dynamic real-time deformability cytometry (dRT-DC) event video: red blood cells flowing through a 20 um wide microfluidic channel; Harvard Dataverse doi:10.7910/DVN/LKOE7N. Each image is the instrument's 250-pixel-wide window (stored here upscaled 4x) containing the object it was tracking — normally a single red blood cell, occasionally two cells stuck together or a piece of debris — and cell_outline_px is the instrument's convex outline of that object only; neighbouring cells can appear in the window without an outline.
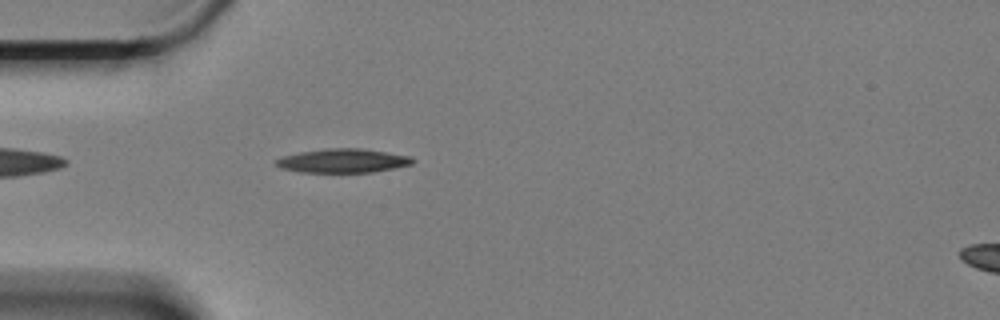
{"species": "Egyptian fruit bat (a non-hibernating species)", "species_latin": "Rousettus aegyptiacus", "temperature_condition": "cold", "stored_images_in_passage": 45, "camera_frame_rate_fps": 3000, "um_per_image_px": 0.085, "animal": {"sex": "female"}, "frame": {"image": 1, "passage_image": 2, "time_ms": 0.333, "image_size_px": [1000, 320], "cell_outline_px": [[416, 160], [412, 164], [396, 168], [372, 172], [300, 172], [280, 168], [276, 164], [276, 160], [284, 156], [300, 152], [332, 148], [360, 148], [412, 156]], "centroid_in_image_um": [29.2, 13.67], "position_along_channel_um": 55.8, "area_um2": 18.96}}
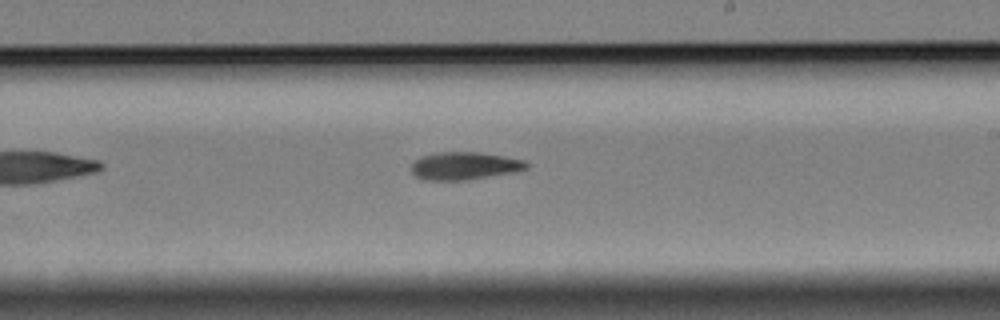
{"frame": {"image": 2, "passage_image": 20, "time_ms": 6.333, "image_size_px": [1000, 320], "cell_outline_px": [[528, 168], [512, 172], [464, 180], [424, 180], [416, 176], [412, 172], [412, 164], [420, 156], [440, 152], [480, 152], [504, 156], [524, 160], [528, 164]], "centroid_in_image_um": [39.46, 14.09], "position_along_channel_um": 249.5, "area_um2": 18.38}}
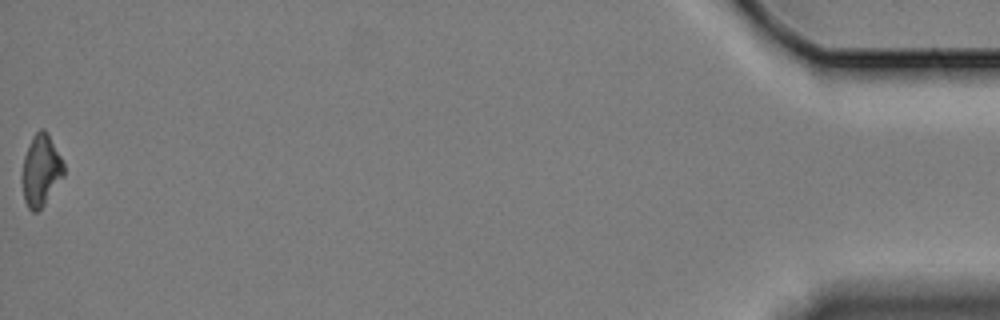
{"frame": {"image": 3, "passage_image": 45, "time_ms": 14.667, "image_size_px": [1000, 320], "cell_outline_px": [[64, 176], [44, 204], [36, 212], [32, 212], [28, 208], [24, 200], [20, 180], [20, 176], [24, 156], [32, 136], [40, 128], [44, 128], [48, 132], [64, 164]], "centroid_in_image_um": [3.45, 14.48], "position_along_channel_um": 431.8, "area_um2": 17.63}}